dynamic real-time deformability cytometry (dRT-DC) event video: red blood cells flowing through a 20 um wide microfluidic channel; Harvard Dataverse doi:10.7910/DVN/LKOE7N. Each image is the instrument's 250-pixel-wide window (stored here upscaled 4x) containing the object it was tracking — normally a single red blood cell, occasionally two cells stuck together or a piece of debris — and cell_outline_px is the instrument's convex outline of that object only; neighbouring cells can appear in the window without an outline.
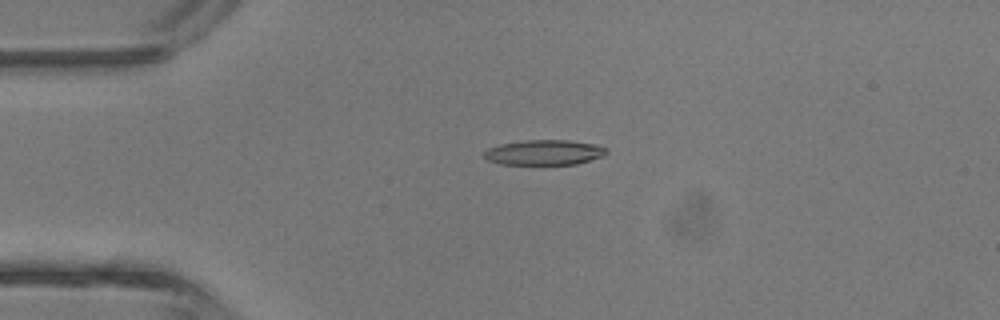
{"species": "common noctule bat (a hibernating species)", "species_latin": "Nyctalus noctula", "temperature_condition": "room temperature", "stored_images_in_passage": 34, "camera_frame_rate_fps": 3000, "um_per_image_px": 0.085, "animal": {"sex": "male", "body_mass_g": 13.3}, "frame": {"image": 1, "passage_image": 1, "time_ms": 0.0, "image_size_px": [1000, 320], "cell_outline_px": [[608, 152], [604, 156], [576, 164], [500, 164], [488, 160], [484, 156], [484, 152], [488, 148], [500, 144], [524, 140], [568, 140], [596, 144], [608, 148]], "centroid_in_image_um": [46.29, 12.95], "position_along_channel_um": 38.7, "area_um2": 17.98}}
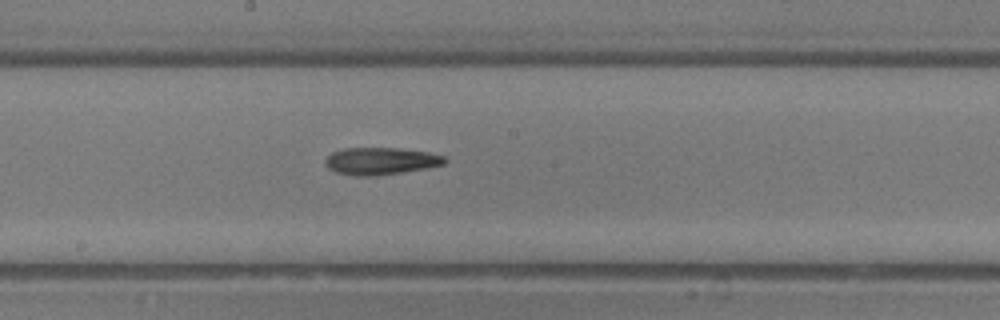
{"frame": {"image": 2, "passage_image": 14, "time_ms": 4.333, "image_size_px": [1000, 320], "cell_outline_px": [[448, 160], [444, 164], [428, 168], [372, 176], [352, 176], [336, 172], [328, 168], [324, 164], [324, 160], [332, 152], [344, 148], [400, 148], [428, 152], [444, 156]], "centroid_in_image_um": [32.35, 13.69], "position_along_channel_um": 215.9, "area_um2": 19.02}}
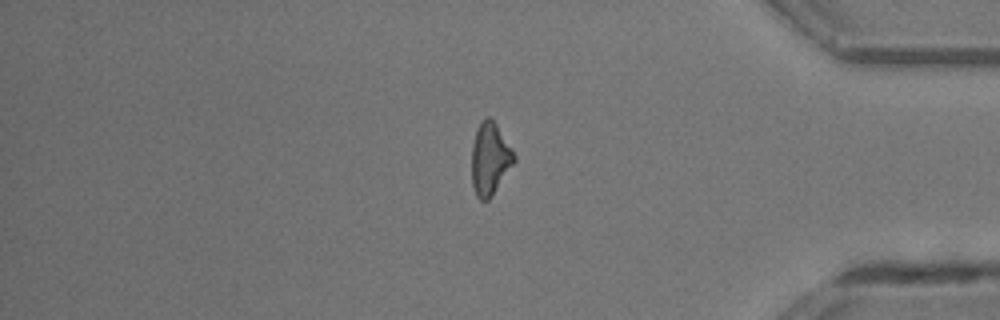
{"frame": {"image": 3, "passage_image": 27, "time_ms": 8.667, "image_size_px": [1000, 320], "cell_outline_px": [[516, 160], [492, 196], [488, 200], [480, 200], [476, 196], [472, 184], [472, 144], [480, 120], [488, 116], [492, 116], [516, 156]], "centroid_in_image_um": [41.64, 13.48], "position_along_channel_um": 393.6, "area_um2": 17.98}, "authors_computed_cell_mechanics": {"area_um2": 17.9758, "velocity_mm_per_s": 4.7716, "shape_relaxation_time_tau1_ms": 4.1331, "shape_relaxation_time_tau2_ms": null, "deformation_change_tau1": 0.1754, "deformation_change_tau2": null}}